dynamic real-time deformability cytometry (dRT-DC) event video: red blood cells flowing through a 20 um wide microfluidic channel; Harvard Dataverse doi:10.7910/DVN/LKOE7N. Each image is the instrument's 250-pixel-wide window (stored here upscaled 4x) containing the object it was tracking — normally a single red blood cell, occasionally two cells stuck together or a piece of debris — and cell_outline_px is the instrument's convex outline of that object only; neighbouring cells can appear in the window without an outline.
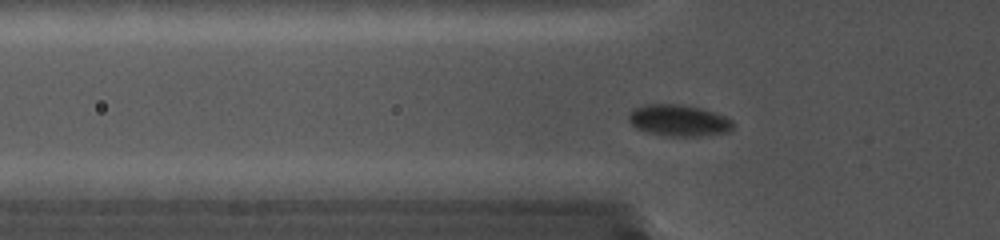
{"species": "common noctule bat (a hibernating species)", "species_latin": "Nyctalus noctula", "temperature_condition": "cold", "stored_images_in_passage": 41, "camera_frame_rate_fps": 5000, "um_per_image_px": 0.085, "animal": {"sex": "female", "body_mass_g": 19.0, "forearm_length_mm": 56.7}, "frame": {"image": 1, "passage_image": 11, "time_ms": 2.0, "image_size_px": [1000, 240], "cell_outline_px": [[732, 128], [728, 132], [700, 136], [668, 136], [648, 132], [636, 128], [628, 120], [628, 112], [632, 108], [648, 104], [680, 104], [700, 108], [724, 116], [732, 120]], "centroid_in_image_um": [57.65, 10.23], "position_along_channel_um": 68.2, "area_um2": 19.07}}
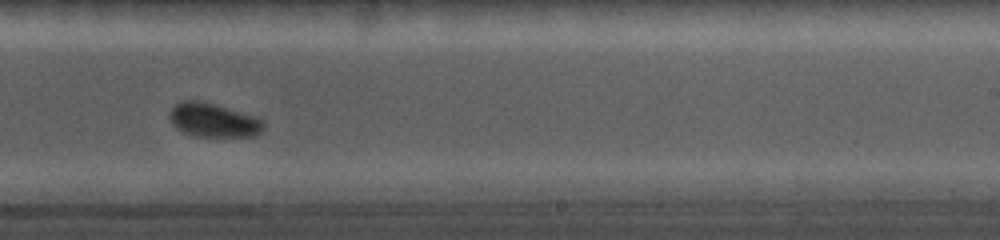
{"frame": {"image": 2, "passage_image": 24, "time_ms": 4.6, "image_size_px": [1000, 240], "cell_outline_px": [[264, 128], [256, 136], [192, 136], [176, 128], [172, 124], [168, 116], [168, 112], [180, 100], [200, 100], [216, 104], [256, 116], [264, 120]], "centroid_in_image_um": [18.12, 10.2], "position_along_channel_um": 270.9, "area_um2": 18.84}}
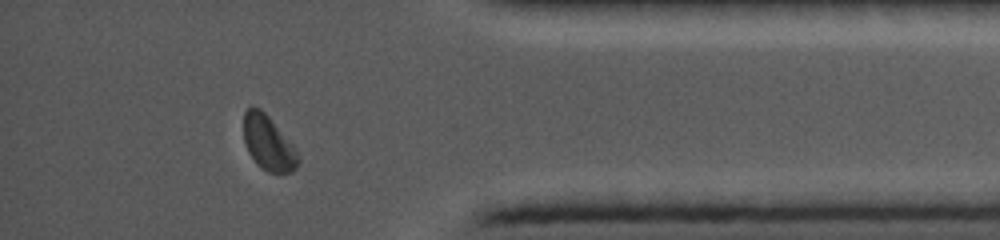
{"frame": {"image": 3, "passage_image": 34, "time_ms": 6.6, "image_size_px": [1000, 240], "cell_outline_px": [[300, 160], [296, 168], [292, 172], [268, 172], [256, 164], [248, 152], [244, 140], [244, 112], [252, 104], [260, 108], [268, 116], [292, 144], [300, 156]], "centroid_in_image_um": [22.8, 12.15], "position_along_channel_um": 412.4, "area_um2": 17.34}}